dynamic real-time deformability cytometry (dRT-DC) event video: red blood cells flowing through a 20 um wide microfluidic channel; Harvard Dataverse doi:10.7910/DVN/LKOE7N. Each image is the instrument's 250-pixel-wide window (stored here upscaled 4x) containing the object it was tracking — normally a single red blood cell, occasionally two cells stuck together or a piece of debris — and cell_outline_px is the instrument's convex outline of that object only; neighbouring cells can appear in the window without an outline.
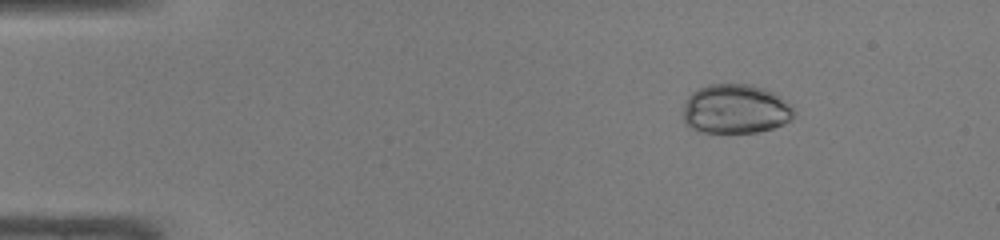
{"species": "common noctule bat (a hibernating species)", "species_latin": "Nyctalus noctula", "temperature_condition": "warm", "stored_images_in_passage": 44, "camera_frame_rate_fps": 3000, "um_per_image_px": 0.085, "animal": {"sex": "male", "body_mass_g": 19.0, "forearm_length_mm": 50.8}, "frame": {"image": 1, "passage_image": 6, "time_ms": 1.667, "image_size_px": [1000, 240], "cell_outline_px": [[792, 116], [784, 124], [772, 128], [756, 132], [700, 132], [684, 124], [684, 104], [688, 96], [692, 92], [700, 88], [712, 84], [752, 84], [764, 88], [780, 96], [792, 104]], "centroid_in_image_um": [62.5, 9.26], "position_along_channel_um": 22.5, "area_um2": 31.79}}
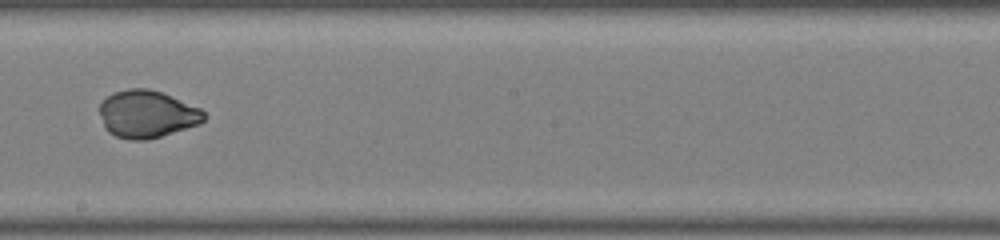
{"frame": {"image": 2, "passage_image": 27, "time_ms": 8.667, "image_size_px": [1000, 240], "cell_outline_px": [[204, 120], [200, 124], [160, 136], [144, 140], [132, 140], [116, 136], [108, 132], [104, 128], [100, 112], [100, 104], [112, 92], [128, 88], [148, 88], [160, 92], [200, 108], [204, 112]], "centroid_in_image_um": [12.47, 9.69], "position_along_channel_um": 235.7, "area_um2": 28.61}}
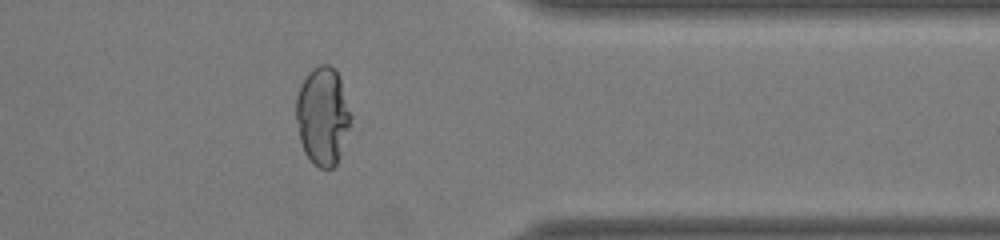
{"frame": {"image": 3, "passage_image": 38, "time_ms": 12.333, "image_size_px": [1000, 240], "cell_outline_px": [[352, 116], [336, 164], [332, 168], [320, 168], [312, 164], [304, 152], [300, 140], [296, 120], [296, 100], [300, 84], [308, 72], [312, 68], [320, 64], [328, 64], [336, 68], [340, 76]], "centroid_in_image_um": [27.41, 9.81], "position_along_channel_um": 384.0, "area_um2": 31.33}}